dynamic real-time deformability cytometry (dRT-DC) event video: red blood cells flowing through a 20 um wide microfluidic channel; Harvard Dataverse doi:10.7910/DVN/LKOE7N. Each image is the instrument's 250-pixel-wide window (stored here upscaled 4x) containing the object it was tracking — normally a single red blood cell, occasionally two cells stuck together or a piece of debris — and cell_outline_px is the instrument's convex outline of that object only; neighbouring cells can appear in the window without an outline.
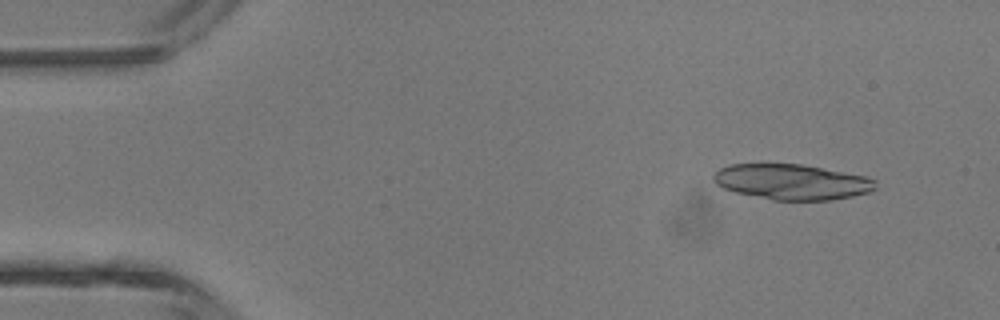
{"species": "common noctule bat (a hibernating species)", "species_latin": "Nyctalus noctula", "temperature_condition": "room temperature", "stored_images_in_passage": 4, "camera_frame_rate_fps": 3000, "um_per_image_px": 0.085, "animal": {"sex": "male", "body_mass_g": 13.3}, "frame": {"image": 1, "passage_image": 1, "time_ms": 0.0, "image_size_px": [1000, 320], "cell_outline_px": [[876, 188], [868, 192], [852, 196], [832, 200], [772, 200], [736, 192], [724, 188], [716, 184], [712, 180], [712, 176], [720, 168], [732, 164], [800, 164], [864, 176], [876, 180]], "centroid_in_image_um": [67.28, 15.46], "position_along_channel_um": 17.7, "area_um2": 33.23}}
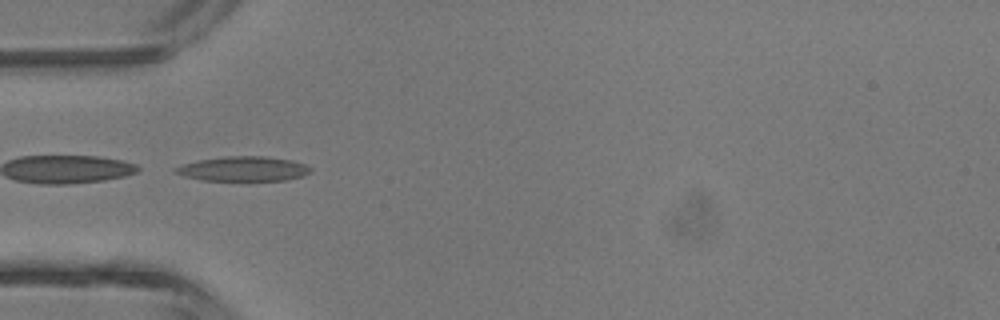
{"frame": {"image": 2, "passage_image": 3, "time_ms": 3.333, "image_size_px": [1000, 320], "cell_outline_px": [[312, 172], [304, 176], [284, 180], [200, 180], [184, 176], [172, 172], [172, 168], [180, 164], [200, 160], [224, 156], [268, 156], [292, 160], [304, 164], [312, 168]], "centroid_in_image_um": [20.66, 14.34], "position_along_channel_um": 64.3, "area_um2": 19.65}}
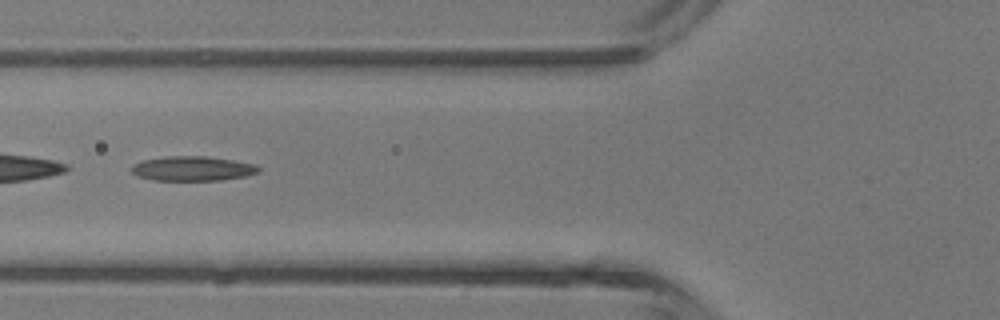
{"frame": {"image": 3, "passage_image": 4, "time_ms": 4.333, "image_size_px": [1000, 320], "cell_outline_px": [[260, 172], [244, 176], [220, 180], [152, 180], [136, 176], [128, 168], [132, 164], [144, 160], [164, 156], [204, 156], [232, 160], [256, 164], [260, 168]], "centroid_in_image_um": [16.32, 14.32], "position_along_channel_um": 109.5, "area_um2": 18.32}}